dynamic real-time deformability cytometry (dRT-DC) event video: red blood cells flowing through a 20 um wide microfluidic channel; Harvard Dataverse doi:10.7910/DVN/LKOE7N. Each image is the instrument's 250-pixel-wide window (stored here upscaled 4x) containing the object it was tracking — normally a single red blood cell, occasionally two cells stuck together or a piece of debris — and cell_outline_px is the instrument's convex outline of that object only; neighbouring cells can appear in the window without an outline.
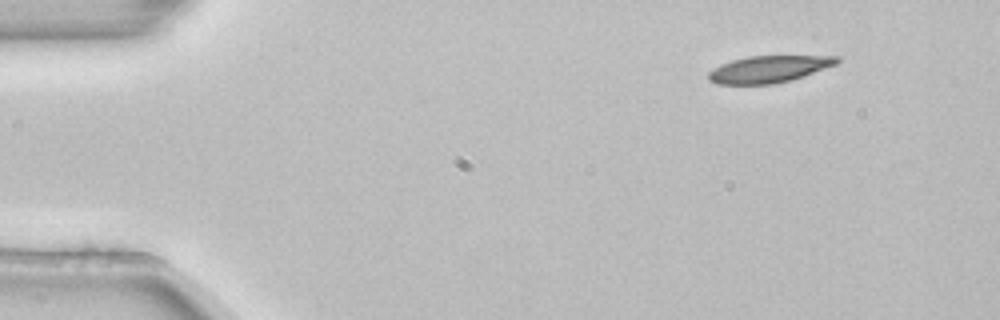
{"species": "common noctule bat (a hibernating species)", "species_latin": "Nyctalus noctula", "temperature_condition": "room temperature", "stored_images_in_passage": 4, "segment_of_instrument_passage": [1, 2], "camera_frame_rate_fps": 3000, "um_per_image_px": 0.085, "animal": {"sex": "female", "body_mass_g": 22.7, "forearm_length_mm": 54.2}, "frame": {"image": 1, "passage_image": 1, "time_ms": 0.0, "image_size_px": [1000, 320], "cell_outline_px": [[840, 60], [836, 64], [792, 80], [772, 84], [716, 84], [708, 80], [708, 72], [712, 68], [720, 64], [732, 60], [748, 56], [840, 56]], "centroid_in_image_um": [65.31, 5.88], "position_along_channel_um": 19.7, "area_um2": 20.11}}